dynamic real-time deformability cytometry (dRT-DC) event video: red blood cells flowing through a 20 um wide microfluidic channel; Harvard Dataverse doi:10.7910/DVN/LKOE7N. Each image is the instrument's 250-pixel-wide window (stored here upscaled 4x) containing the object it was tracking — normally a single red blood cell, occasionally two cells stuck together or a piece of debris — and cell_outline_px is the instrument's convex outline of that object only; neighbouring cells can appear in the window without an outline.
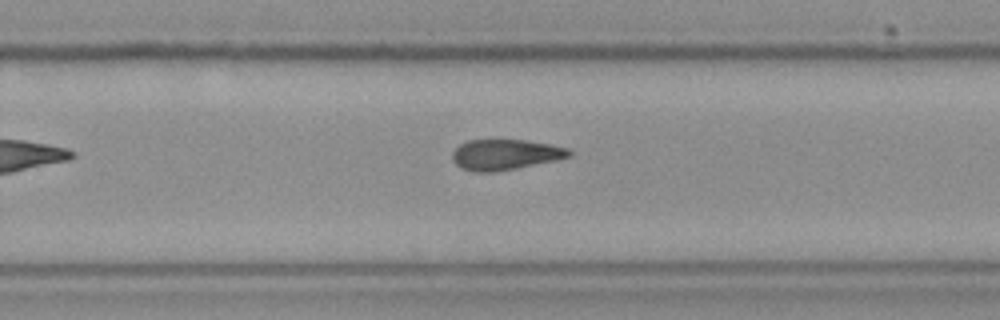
{"species": "Egyptian fruit bat (a non-hibernating species)", "species_latin": "Rousettus aegyptiacus", "temperature_condition": "cold", "stored_images_in_passage": 11, "camera_frame_rate_fps": 3000, "um_per_image_px": 0.085, "frame": {"image": 1, "passage_image": 10, "time_ms": 3.0, "image_size_px": [1000, 320], "cell_outline_px": [[572, 152], [568, 156], [552, 160], [516, 168], [496, 172], [472, 172], [460, 168], [452, 160], [452, 152], [460, 144], [468, 140], [524, 140], [548, 144], [568, 148]], "centroid_in_image_um": [42.85, 13.14], "position_along_channel_um": 286.9, "area_um2": 20.52}}
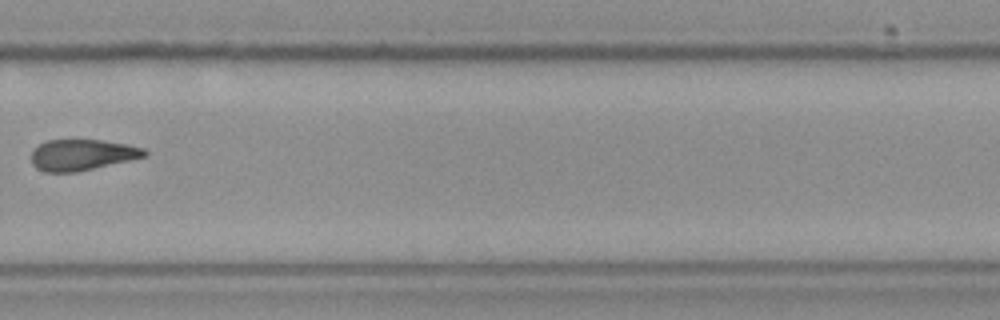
{"frame": {"image": 2, "passage_image": 11, "time_ms": 3.333, "image_size_px": [1000, 320], "cell_outline_px": [[148, 156], [76, 172], [44, 172], [36, 168], [32, 164], [32, 148], [44, 140], [104, 140], [128, 144], [144, 148], [148, 152]], "centroid_in_image_um": [6.97, 13.15], "position_along_channel_um": 322.8, "area_um2": 20.69}}